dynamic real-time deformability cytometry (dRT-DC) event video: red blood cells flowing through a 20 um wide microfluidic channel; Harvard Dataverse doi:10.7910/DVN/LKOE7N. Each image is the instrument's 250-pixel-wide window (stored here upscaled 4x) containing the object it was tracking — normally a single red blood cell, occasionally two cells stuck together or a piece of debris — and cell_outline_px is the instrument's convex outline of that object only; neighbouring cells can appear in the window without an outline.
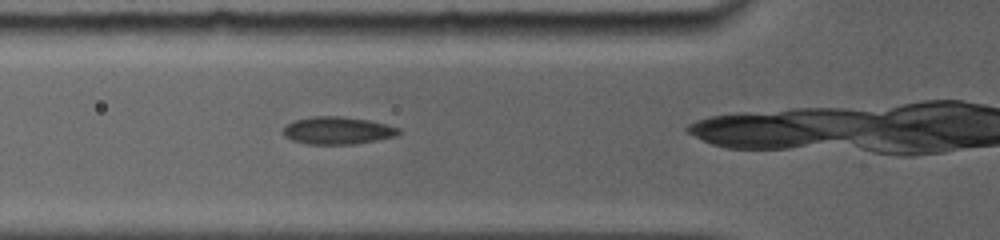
{"species": "common noctule bat (a hibernating species)", "species_latin": "Nyctalus noctula", "temperature_condition": "room temperature", "stored_images_in_passage": 6, "camera_frame_rate_fps": 5000, "um_per_image_px": 0.085, "animal": {"sex": "female", "body_mass_g": 19.0, "forearm_length_mm": 56.7}, "frame": {"image": 1, "passage_image": 3, "time_ms": 1.4, "image_size_px": [1000, 240], "cell_outline_px": [[400, 132], [396, 136], [356, 144], [308, 144], [292, 140], [284, 136], [280, 132], [292, 120], [312, 116], [340, 116], [368, 120], [400, 128]], "centroid_in_image_um": [28.65, 11.09], "position_along_channel_um": 97.2, "area_um2": 18.55}}
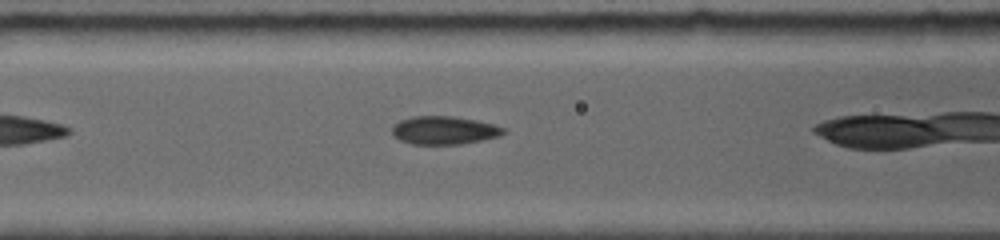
{"frame": {"image": 2, "passage_image": 4, "time_ms": 2.2, "image_size_px": [1000, 240], "cell_outline_px": [[504, 132], [500, 136], [460, 144], [412, 144], [400, 140], [392, 136], [392, 128], [400, 120], [412, 116], [456, 116], [476, 120], [492, 124], [504, 128]], "centroid_in_image_um": [37.72, 11.07], "position_along_channel_um": 128.9, "area_um2": 18.21}}